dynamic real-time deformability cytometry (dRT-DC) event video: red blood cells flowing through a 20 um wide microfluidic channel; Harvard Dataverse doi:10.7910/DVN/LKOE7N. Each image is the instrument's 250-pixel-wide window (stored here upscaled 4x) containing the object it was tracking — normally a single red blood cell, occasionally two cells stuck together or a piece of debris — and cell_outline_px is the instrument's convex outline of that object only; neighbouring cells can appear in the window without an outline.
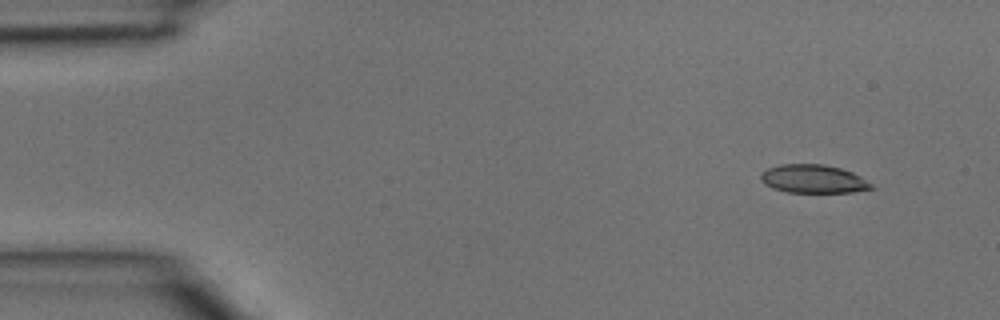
{"species": "common noctule bat (a hibernating species)", "species_latin": "Nyctalus noctula", "temperature_condition": "room temperature", "stored_images_in_passage": 38, "camera_frame_rate_fps": 3000, "um_per_image_px": 0.085, "animal": {"sex": "male", "body_mass_g": 15.6}, "frame": {"image": 1, "passage_image": 1, "time_ms": 0.0, "image_size_px": [1000, 320], "cell_outline_px": [[876, 188], [852, 192], [788, 192], [772, 188], [764, 184], [760, 180], [760, 172], [768, 168], [780, 164], [824, 164], [840, 168], [852, 172], [860, 176], [872, 184]], "centroid_in_image_um": [69.11, 15.2], "position_along_channel_um": 15.9, "area_um2": 18.38}}
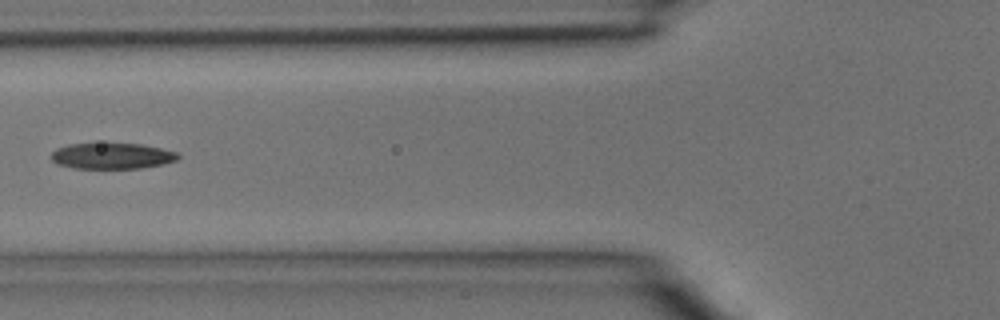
{"frame": {"image": 2, "passage_image": 13, "time_ms": 4.0, "image_size_px": [1000, 320], "cell_outline_px": [[180, 156], [176, 160], [160, 164], [140, 168], [76, 168], [56, 164], [52, 160], [52, 152], [56, 148], [68, 144], [140, 144], [160, 148], [176, 152]], "centroid_in_image_um": [9.48, 13.25], "position_along_channel_um": 116.3, "area_um2": 18.84}}
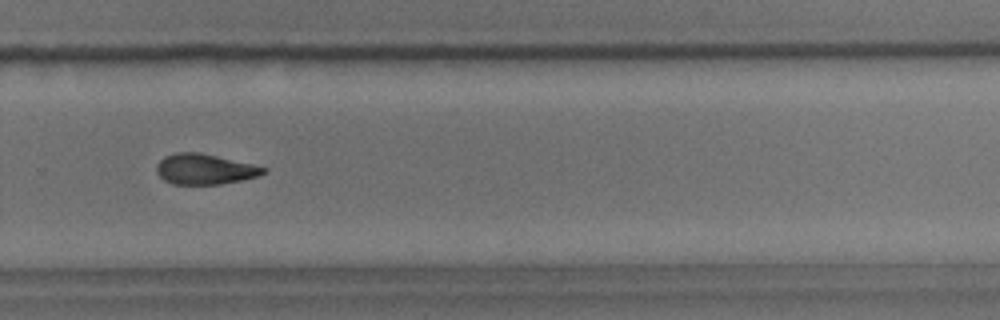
{"frame": {"image": 3, "passage_image": 25, "time_ms": 8.0, "image_size_px": [1000, 320], "cell_outline_px": [[268, 172], [260, 176], [244, 180], [220, 184], [172, 184], [164, 180], [156, 172], [156, 164], [164, 156], [176, 152], [200, 152], [252, 164], [268, 168]], "centroid_in_image_um": [17.42, 14.38], "position_along_channel_um": 312.4, "area_um2": 19.19}}